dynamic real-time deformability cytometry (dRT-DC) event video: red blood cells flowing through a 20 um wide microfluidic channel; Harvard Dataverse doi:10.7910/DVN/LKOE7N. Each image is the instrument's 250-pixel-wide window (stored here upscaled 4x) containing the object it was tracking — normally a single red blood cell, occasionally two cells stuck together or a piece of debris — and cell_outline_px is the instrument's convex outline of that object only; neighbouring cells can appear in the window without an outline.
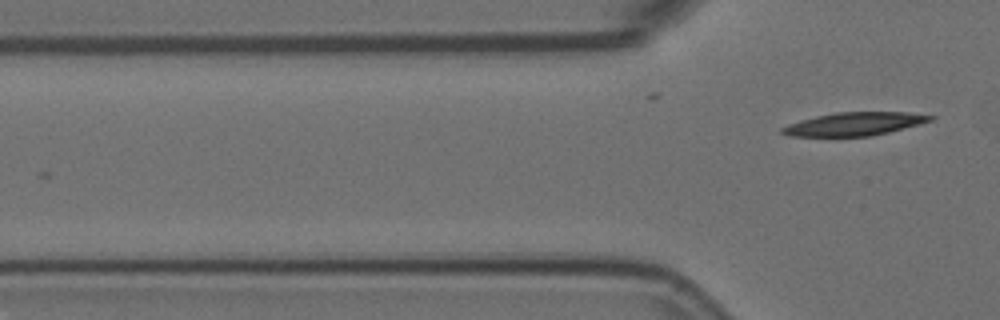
{"species": "Egyptian fruit bat (a non-hibernating species)", "species_latin": "Rousettus aegyptiacus", "temperature_condition": "room temperature", "stored_images_in_passage": 3, "camera_frame_rate_fps": 3000, "um_per_image_px": 0.085, "animal": {"sex": "female"}, "frame": {"image": 1, "passage_image": 3, "time_ms": 0.667, "image_size_px": [1000, 320], "cell_outline_px": [[936, 116], [932, 120], [920, 124], [872, 136], [792, 136], [780, 132], [780, 128], [788, 124], [800, 120], [816, 116], [836, 112], [908, 112]], "centroid_in_image_um": [72.63, 10.53], "position_along_channel_um": 53.2, "area_um2": 20.0}}